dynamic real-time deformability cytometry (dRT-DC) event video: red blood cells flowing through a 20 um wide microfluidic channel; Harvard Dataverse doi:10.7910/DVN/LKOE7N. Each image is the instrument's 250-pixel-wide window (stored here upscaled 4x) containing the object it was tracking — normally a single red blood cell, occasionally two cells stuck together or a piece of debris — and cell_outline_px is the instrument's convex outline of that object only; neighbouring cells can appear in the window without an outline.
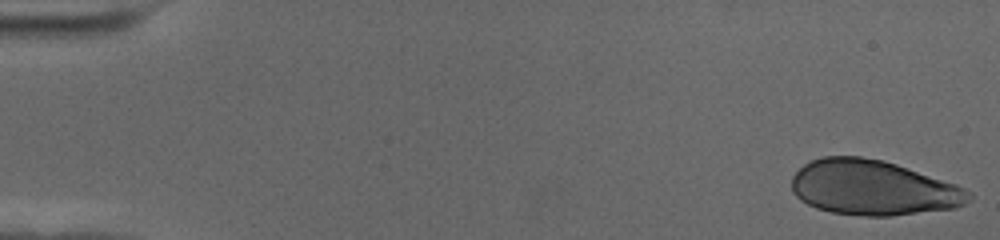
{"species": "human", "species_latin": "Homo sapiens", "temperature_condition": "cold", "stored_images_in_passage": 56, "camera_frame_rate_fps": 3000, "um_per_image_px": 0.085, "donor": {"sex": "female"}, "frame": {"image": 1, "passage_image": 1, "time_ms": 0.0, "image_size_px": [1000, 240], "cell_outline_px": [[972, 196], [964, 204], [956, 208], [892, 216], [864, 216], [832, 212], [816, 208], [800, 200], [792, 192], [792, 176], [804, 164], [812, 160], [824, 156], [860, 156], [884, 160], [956, 184], [964, 188]], "centroid_in_image_um": [74.19, 15.96], "position_along_channel_um": 10.8, "area_um2": 56.76}}
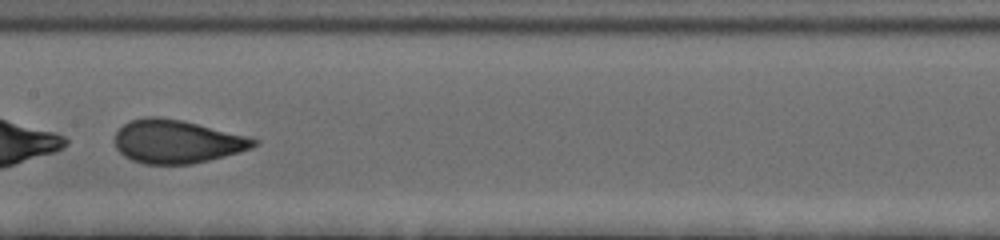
{"frame": {"image": 2, "passage_image": 30, "time_ms": 9.667, "image_size_px": [1000, 240], "cell_outline_px": [[260, 144], [252, 148], [240, 152], [192, 164], [144, 164], [132, 160], [124, 156], [116, 148], [116, 132], [124, 124], [132, 120], [144, 116], [160, 116], [184, 120], [248, 136], [260, 140]], "centroid_in_image_um": [15.07, 12.02], "position_along_channel_um": 192.3, "area_um2": 35.37}}
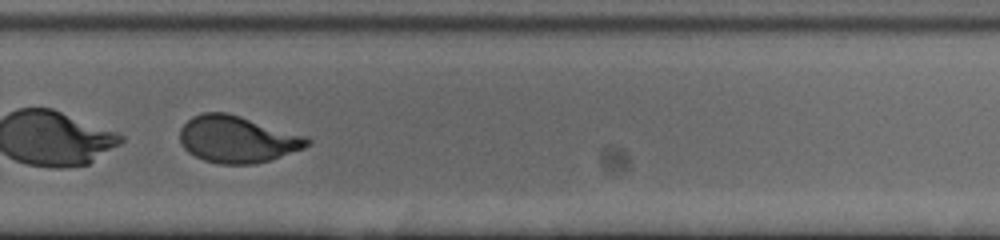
{"frame": {"image": 3, "passage_image": 40, "time_ms": 13.0, "image_size_px": [1000, 240], "cell_outline_px": [[312, 140], [304, 148], [272, 160], [256, 164], [220, 164], [204, 160], [188, 152], [184, 148], [180, 140], [180, 128], [192, 116], [204, 112], [228, 112], [308, 136]], "centroid_in_image_um": [20.19, 11.83], "position_along_channel_um": 309.6, "area_um2": 35.03}, "authors_computed_cell_mechanics": {"area_um2": 45.9221, "velocity_mm_per_s": 3.5361, "shape_relaxation_time_tau1_ms": 3.8412, "shape_relaxation_time_tau2_ms": null, "deformation_change_tau1": 0.162, "deformation_change_tau2": null}}